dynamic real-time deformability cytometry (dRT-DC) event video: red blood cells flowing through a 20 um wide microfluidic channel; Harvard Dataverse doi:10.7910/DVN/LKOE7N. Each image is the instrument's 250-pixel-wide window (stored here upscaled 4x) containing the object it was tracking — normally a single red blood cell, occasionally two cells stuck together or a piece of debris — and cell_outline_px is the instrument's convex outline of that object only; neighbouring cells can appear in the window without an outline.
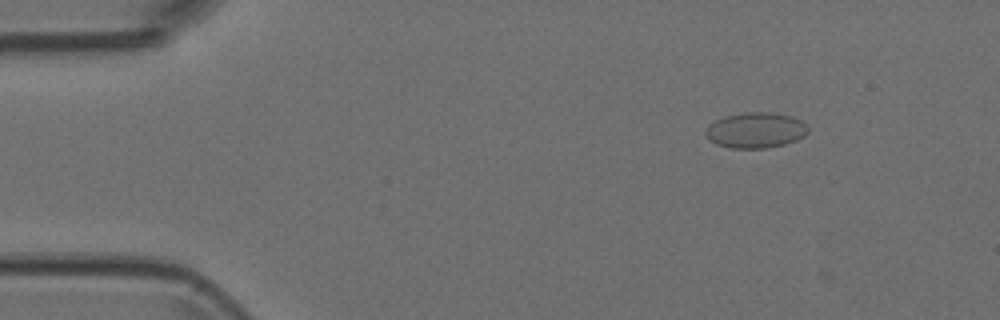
{"species": "Egyptian fruit bat (a non-hibernating species)", "species_latin": "Rousettus aegyptiacus", "temperature_condition": "room temperature", "stored_images_in_passage": 7, "camera_frame_rate_fps": 3000, "um_per_image_px": 0.085, "animal": {"sex": "female"}, "frame": {"image": 1, "passage_image": 2, "time_ms": 0.333, "image_size_px": [1000, 320], "cell_outline_px": [[808, 132], [804, 136], [796, 140], [784, 144], [764, 148], [732, 148], [716, 144], [708, 140], [704, 132], [708, 124], [724, 116], [744, 112], [768, 112], [792, 116], [800, 120], [808, 128]], "centroid_in_image_um": [64.19, 11.06], "position_along_channel_um": 20.8, "area_um2": 21.27}}
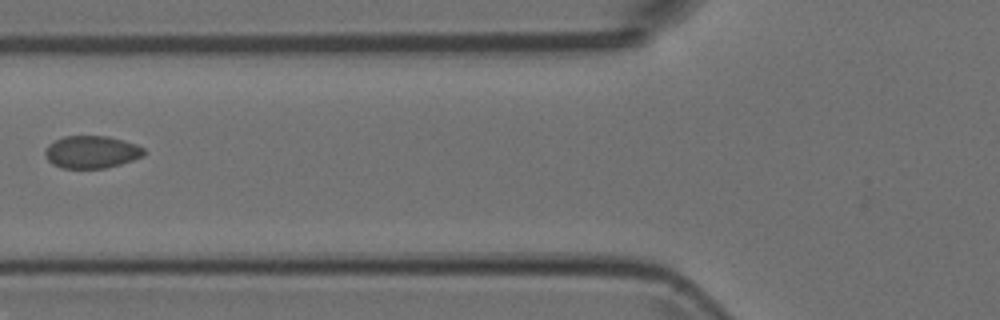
{"frame": {"image": 2, "passage_image": 6, "time_ms": 1.667, "image_size_px": [1000, 320], "cell_outline_px": [[144, 156], [120, 164], [104, 168], [64, 168], [52, 164], [48, 160], [44, 152], [48, 144], [64, 136], [108, 136], [124, 140], [136, 144], [144, 148]], "centroid_in_image_um": [7.78, 12.91], "position_along_channel_um": 118.0, "area_um2": 18.67}}
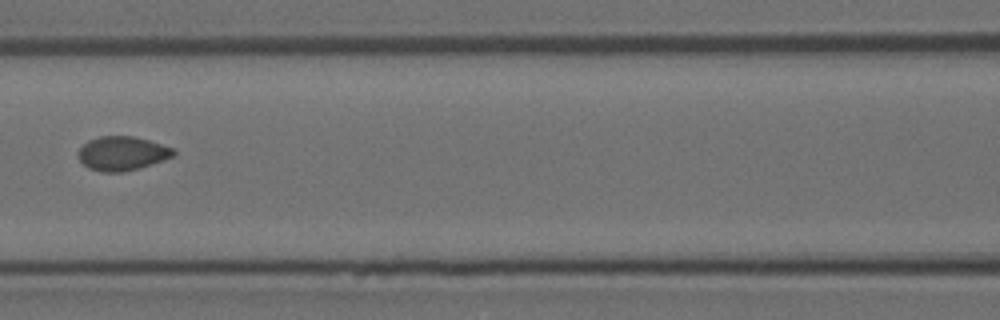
{"frame": {"image": 3, "passage_image": 7, "time_ms": 2.0, "image_size_px": [1000, 320], "cell_outline_px": [[176, 152], [172, 156], [164, 160], [140, 168], [120, 172], [100, 172], [88, 168], [76, 156], [76, 152], [88, 140], [100, 136], [132, 136], [148, 140], [172, 148]], "centroid_in_image_um": [10.34, 13.04], "position_along_channel_um": 156.3, "area_um2": 18.9}}